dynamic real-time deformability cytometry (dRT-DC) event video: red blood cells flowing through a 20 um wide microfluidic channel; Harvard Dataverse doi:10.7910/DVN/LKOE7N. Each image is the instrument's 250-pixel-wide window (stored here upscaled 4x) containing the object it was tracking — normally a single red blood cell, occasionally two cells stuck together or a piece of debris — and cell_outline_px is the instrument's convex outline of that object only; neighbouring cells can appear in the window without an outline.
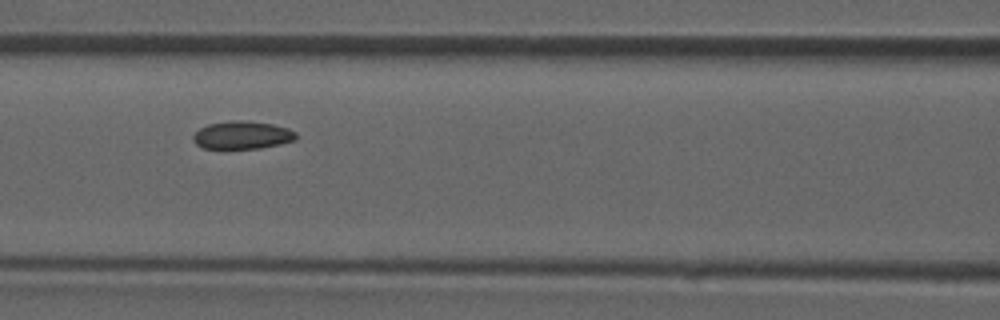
{"species": "common noctule bat (a hibernating species)", "species_latin": "Nyctalus noctula", "temperature_condition": "room temperature", "stored_images_in_passage": 5, "segment_of_instrument_passage": [1, 2], "camera_frame_rate_fps": 3000, "um_per_image_px": 0.085, "animal": {"sex": "male", "forearm_length_mm": 52.5}, "frame": {"image": 1, "passage_image": 4, "time_ms": 1.0, "image_size_px": [1000, 320], "cell_outline_px": [[296, 140], [280, 144], [260, 148], [204, 148], [196, 144], [192, 140], [192, 136], [200, 128], [208, 124], [232, 120], [244, 120], [272, 124], [288, 128], [296, 132]], "centroid_in_image_um": [20.59, 11.48], "position_along_channel_um": 146.0, "area_um2": 16.7}}